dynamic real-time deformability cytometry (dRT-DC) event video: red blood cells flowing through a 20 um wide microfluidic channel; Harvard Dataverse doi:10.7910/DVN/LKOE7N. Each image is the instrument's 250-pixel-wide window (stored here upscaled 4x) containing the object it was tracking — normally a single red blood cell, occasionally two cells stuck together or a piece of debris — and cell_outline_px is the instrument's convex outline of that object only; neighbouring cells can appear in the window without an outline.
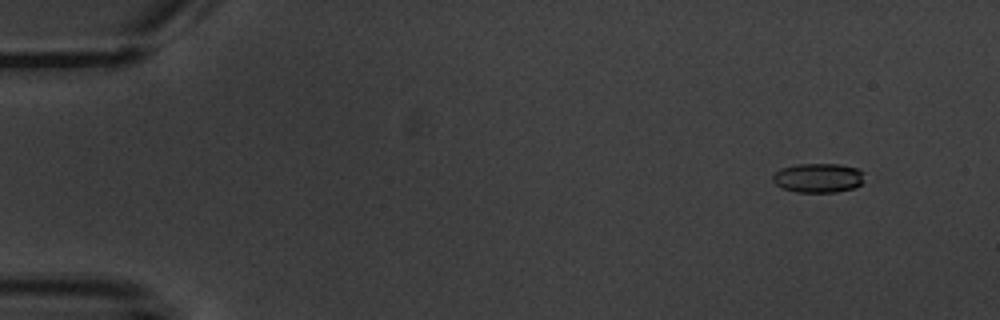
{"species": "common noctule bat (a hibernating species)", "species_latin": "Nyctalus noctula", "temperature_condition": "warm", "stored_images_in_passage": 9, "camera_frame_rate_fps": 3000, "um_per_image_px": 0.085, "animal": {"sex": "male", "body_mass_g": 20.1, "forearm_length_mm": 53.5}, "frame": {"image": 1, "passage_image": 1, "time_ms": 0.0, "image_size_px": [1000, 320], "cell_outline_px": [[864, 172], [860, 184], [852, 188], [836, 192], [796, 192], [784, 188], [776, 184], [772, 180], [772, 176], [780, 168], [796, 164], [840, 164], [856, 168]], "centroid_in_image_um": [69.52, 15.11], "position_along_channel_um": 15.5, "area_um2": 15.55}}
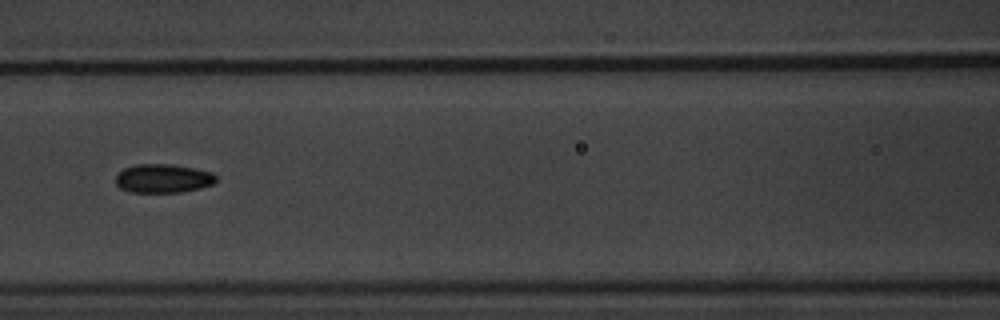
{"frame": {"image": 2, "passage_image": 7, "time_ms": 7.0, "image_size_px": [1000, 320], "cell_outline_px": [[216, 180], [212, 184], [200, 188], [180, 192], [128, 192], [120, 188], [116, 184], [116, 176], [124, 168], [136, 164], [172, 164], [212, 172], [216, 176]], "centroid_in_image_um": [13.84, 15.17], "position_along_channel_um": 152.8, "area_um2": 16.76}}
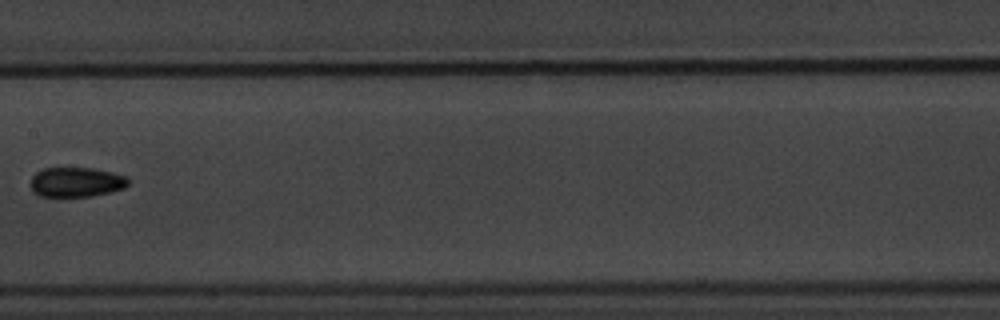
{"frame": {"image": 3, "passage_image": 8, "time_ms": 8.333, "image_size_px": [1000, 320], "cell_outline_px": [[128, 184], [124, 188], [112, 192], [92, 196], [40, 196], [32, 192], [32, 176], [36, 172], [44, 168], [92, 168], [112, 172], [124, 176], [128, 180]], "centroid_in_image_um": [6.48, 15.48], "position_along_channel_um": 200.9, "area_um2": 16.82}}